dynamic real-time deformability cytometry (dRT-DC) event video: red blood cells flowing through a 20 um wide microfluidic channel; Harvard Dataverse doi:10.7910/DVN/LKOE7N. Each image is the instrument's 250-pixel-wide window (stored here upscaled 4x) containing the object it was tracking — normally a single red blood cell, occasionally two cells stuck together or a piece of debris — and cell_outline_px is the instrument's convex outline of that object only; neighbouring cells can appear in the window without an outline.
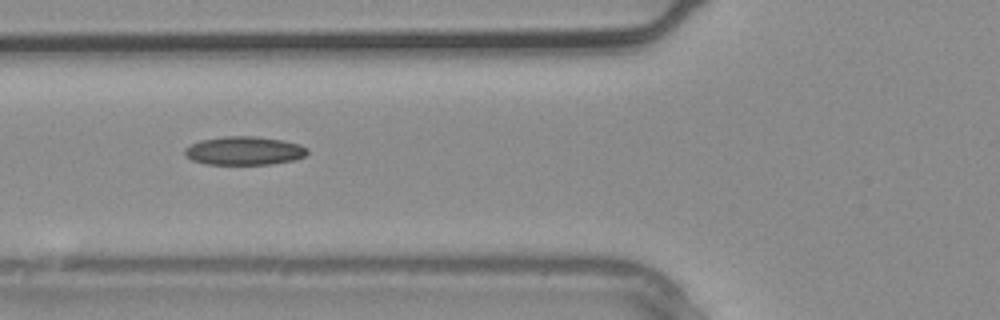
{"species": "common noctule bat (a hibernating species)", "species_latin": "Nyctalus noctula", "temperature_condition": "warm", "stored_images_in_passage": 4, "camera_frame_rate_fps": 3000, "um_per_image_px": 0.085, "animal": {"sex": "male", "body_mass_g": 20.4}, "frame": {"image": 1, "passage_image": 4, "time_ms": 1.0, "image_size_px": [1000, 320], "cell_outline_px": [[308, 152], [304, 156], [296, 160], [272, 164], [204, 164], [192, 160], [184, 156], [184, 148], [200, 140], [224, 136], [256, 136], [280, 140], [300, 144], [308, 148]], "centroid_in_image_um": [20.75, 12.81], "position_along_channel_um": 105.1, "area_um2": 20.52}}